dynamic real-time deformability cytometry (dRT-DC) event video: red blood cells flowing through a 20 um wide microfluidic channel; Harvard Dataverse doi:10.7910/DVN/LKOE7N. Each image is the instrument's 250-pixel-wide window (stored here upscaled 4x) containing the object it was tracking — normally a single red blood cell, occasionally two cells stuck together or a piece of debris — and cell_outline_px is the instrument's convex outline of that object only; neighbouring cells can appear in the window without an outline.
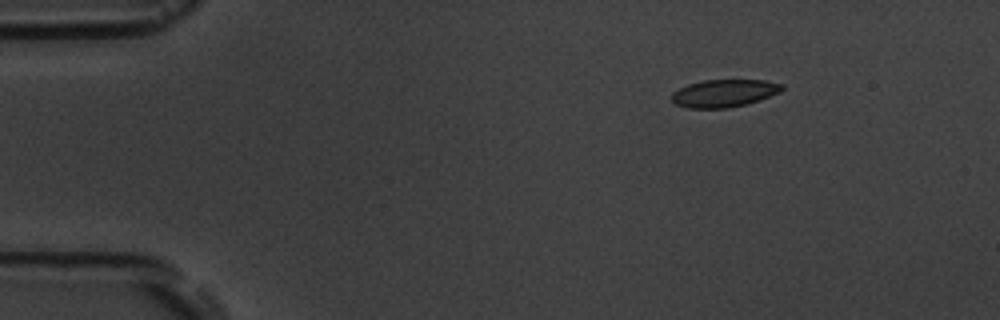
{"species": "common noctule bat (a hibernating species)", "species_latin": "Nyctalus noctula", "temperature_condition": "room temperature", "stored_images_in_passage": 7, "camera_frame_rate_fps": 3000, "um_per_image_px": 0.085, "animal": {"sex": "male", "body_mass_g": 19.5, "forearm_length_mm": 54.6}, "frame": {"image": 1, "passage_image": 1, "time_ms": 0.0, "image_size_px": [1000, 320], "cell_outline_px": [[784, 88], [780, 92], [744, 104], [728, 108], [688, 108], [672, 104], [672, 92], [688, 84], [704, 80], [764, 80], [784, 84]], "centroid_in_image_um": [61.51, 7.92], "position_along_channel_um": 23.5, "area_um2": 17.63}}
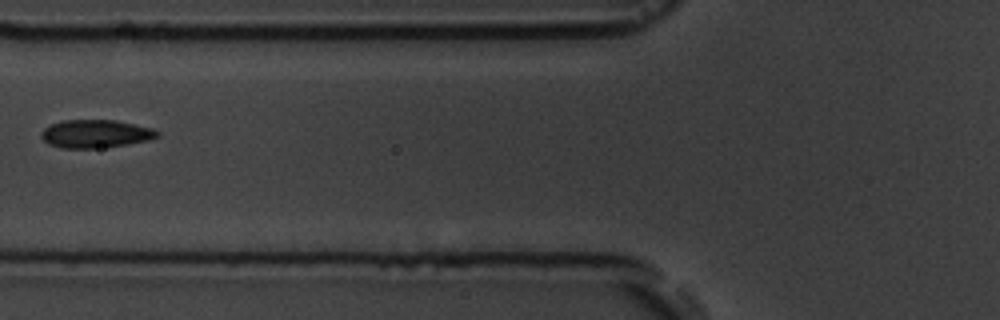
{"frame": {"image": 2, "passage_image": 5, "time_ms": 4.667, "image_size_px": [1000, 320], "cell_outline_px": [[160, 136], [148, 140], [128, 144], [100, 148], [64, 148], [48, 144], [40, 136], [40, 132], [44, 128], [52, 124], [64, 120], [116, 120], [152, 128], [160, 132]], "centroid_in_image_um": [8.13, 11.37], "position_along_channel_um": 117.7, "area_um2": 19.02}}
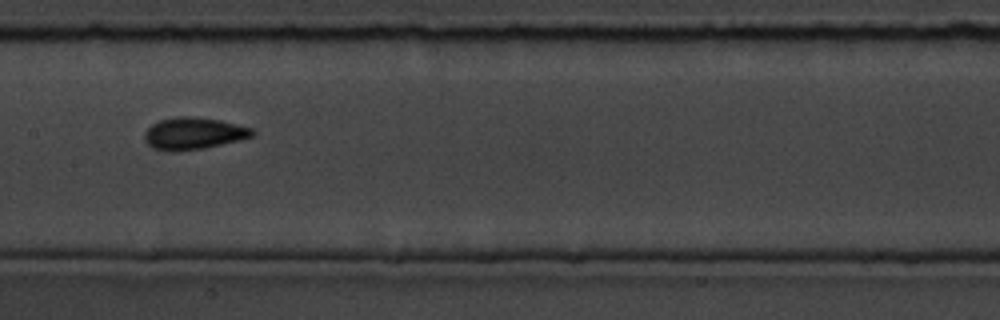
{"frame": {"image": 3, "passage_image": 7, "time_ms": 6.667, "image_size_px": [1000, 320], "cell_outline_px": [[256, 132], [252, 136], [240, 140], [204, 148], [176, 152], [172, 152], [152, 148], [144, 140], [144, 132], [152, 124], [160, 120], [176, 116], [192, 116], [220, 120], [252, 128]], "centroid_in_image_um": [16.43, 11.35], "position_along_channel_um": 191.0, "area_um2": 20.23}}